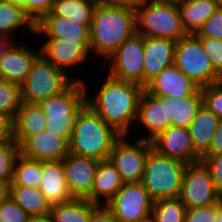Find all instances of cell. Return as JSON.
<instances>
[{"label":"cell","instance_id":"obj_1","mask_svg":"<svg viewBox=\"0 0 222 222\" xmlns=\"http://www.w3.org/2000/svg\"><path fill=\"white\" fill-rule=\"evenodd\" d=\"M83 84L86 88L87 105L119 134L128 135L133 123H136L138 102L144 88L107 74L103 84L97 89L98 92L90 97L86 80H83Z\"/></svg>","mask_w":222,"mask_h":222},{"label":"cell","instance_id":"obj_2","mask_svg":"<svg viewBox=\"0 0 222 222\" xmlns=\"http://www.w3.org/2000/svg\"><path fill=\"white\" fill-rule=\"evenodd\" d=\"M90 49L95 56L106 59L134 33L135 8L98 3L89 28Z\"/></svg>","mask_w":222,"mask_h":222},{"label":"cell","instance_id":"obj_3","mask_svg":"<svg viewBox=\"0 0 222 222\" xmlns=\"http://www.w3.org/2000/svg\"><path fill=\"white\" fill-rule=\"evenodd\" d=\"M120 136L121 134L86 105L78 114L68 140L69 153L99 161L108 160L113 145Z\"/></svg>","mask_w":222,"mask_h":222},{"label":"cell","instance_id":"obj_4","mask_svg":"<svg viewBox=\"0 0 222 222\" xmlns=\"http://www.w3.org/2000/svg\"><path fill=\"white\" fill-rule=\"evenodd\" d=\"M46 117V132L68 140L80 111L87 105L86 88L74 80L63 92L38 103Z\"/></svg>","mask_w":222,"mask_h":222},{"label":"cell","instance_id":"obj_5","mask_svg":"<svg viewBox=\"0 0 222 222\" xmlns=\"http://www.w3.org/2000/svg\"><path fill=\"white\" fill-rule=\"evenodd\" d=\"M136 33L144 37L166 38L178 42L187 33L178 6L157 0H142L135 7Z\"/></svg>","mask_w":222,"mask_h":222},{"label":"cell","instance_id":"obj_6","mask_svg":"<svg viewBox=\"0 0 222 222\" xmlns=\"http://www.w3.org/2000/svg\"><path fill=\"white\" fill-rule=\"evenodd\" d=\"M186 165L153 148L149 151L141 182L154 201L179 197Z\"/></svg>","mask_w":222,"mask_h":222},{"label":"cell","instance_id":"obj_7","mask_svg":"<svg viewBox=\"0 0 222 222\" xmlns=\"http://www.w3.org/2000/svg\"><path fill=\"white\" fill-rule=\"evenodd\" d=\"M79 78H71L40 53L35 58L24 82L20 85L21 99L25 103L38 104L63 92L74 80L83 82V78Z\"/></svg>","mask_w":222,"mask_h":222},{"label":"cell","instance_id":"obj_8","mask_svg":"<svg viewBox=\"0 0 222 222\" xmlns=\"http://www.w3.org/2000/svg\"><path fill=\"white\" fill-rule=\"evenodd\" d=\"M174 65L200 88L222 80L195 34H187L176 42Z\"/></svg>","mask_w":222,"mask_h":222},{"label":"cell","instance_id":"obj_9","mask_svg":"<svg viewBox=\"0 0 222 222\" xmlns=\"http://www.w3.org/2000/svg\"><path fill=\"white\" fill-rule=\"evenodd\" d=\"M154 200L142 182L124 183L105 205L116 222H143L151 217Z\"/></svg>","mask_w":222,"mask_h":222},{"label":"cell","instance_id":"obj_10","mask_svg":"<svg viewBox=\"0 0 222 222\" xmlns=\"http://www.w3.org/2000/svg\"><path fill=\"white\" fill-rule=\"evenodd\" d=\"M121 135L113 145L109 160L121 174L124 183L141 182L152 142L137 137L135 142Z\"/></svg>","mask_w":222,"mask_h":222},{"label":"cell","instance_id":"obj_11","mask_svg":"<svg viewBox=\"0 0 222 222\" xmlns=\"http://www.w3.org/2000/svg\"><path fill=\"white\" fill-rule=\"evenodd\" d=\"M111 77L136 83L144 88V36L134 33L106 59Z\"/></svg>","mask_w":222,"mask_h":222},{"label":"cell","instance_id":"obj_12","mask_svg":"<svg viewBox=\"0 0 222 222\" xmlns=\"http://www.w3.org/2000/svg\"><path fill=\"white\" fill-rule=\"evenodd\" d=\"M179 198L186 209H192L217 204L222 201V194L215 187L208 169L200 161L186 165Z\"/></svg>","mask_w":222,"mask_h":222},{"label":"cell","instance_id":"obj_13","mask_svg":"<svg viewBox=\"0 0 222 222\" xmlns=\"http://www.w3.org/2000/svg\"><path fill=\"white\" fill-rule=\"evenodd\" d=\"M39 47L50 63L68 75L66 69L83 64L91 55L90 39L48 38Z\"/></svg>","mask_w":222,"mask_h":222},{"label":"cell","instance_id":"obj_14","mask_svg":"<svg viewBox=\"0 0 222 222\" xmlns=\"http://www.w3.org/2000/svg\"><path fill=\"white\" fill-rule=\"evenodd\" d=\"M151 142L153 149L161 155L186 164L201 161L202 156L195 150L188 128L171 125Z\"/></svg>","mask_w":222,"mask_h":222},{"label":"cell","instance_id":"obj_15","mask_svg":"<svg viewBox=\"0 0 222 222\" xmlns=\"http://www.w3.org/2000/svg\"><path fill=\"white\" fill-rule=\"evenodd\" d=\"M19 155L38 161L63 160L69 154L68 139L43 130L25 137L19 144Z\"/></svg>","mask_w":222,"mask_h":222},{"label":"cell","instance_id":"obj_16","mask_svg":"<svg viewBox=\"0 0 222 222\" xmlns=\"http://www.w3.org/2000/svg\"><path fill=\"white\" fill-rule=\"evenodd\" d=\"M99 160L69 153L63 159L64 175L71 195L86 198L91 191Z\"/></svg>","mask_w":222,"mask_h":222},{"label":"cell","instance_id":"obj_17","mask_svg":"<svg viewBox=\"0 0 222 222\" xmlns=\"http://www.w3.org/2000/svg\"><path fill=\"white\" fill-rule=\"evenodd\" d=\"M200 87L181 72L174 64L164 68L144 90L154 97L192 96Z\"/></svg>","mask_w":222,"mask_h":222},{"label":"cell","instance_id":"obj_18","mask_svg":"<svg viewBox=\"0 0 222 222\" xmlns=\"http://www.w3.org/2000/svg\"><path fill=\"white\" fill-rule=\"evenodd\" d=\"M39 54L40 48L32 50L28 44L14 42L0 58V80L21 85Z\"/></svg>","mask_w":222,"mask_h":222},{"label":"cell","instance_id":"obj_19","mask_svg":"<svg viewBox=\"0 0 222 222\" xmlns=\"http://www.w3.org/2000/svg\"><path fill=\"white\" fill-rule=\"evenodd\" d=\"M176 42L144 37V88L161 70L174 64Z\"/></svg>","mask_w":222,"mask_h":222},{"label":"cell","instance_id":"obj_20","mask_svg":"<svg viewBox=\"0 0 222 222\" xmlns=\"http://www.w3.org/2000/svg\"><path fill=\"white\" fill-rule=\"evenodd\" d=\"M137 122L148 132L145 137L140 136V139L153 140L171 126V120H167L166 101H159L144 90L138 102L136 124Z\"/></svg>","mask_w":222,"mask_h":222},{"label":"cell","instance_id":"obj_21","mask_svg":"<svg viewBox=\"0 0 222 222\" xmlns=\"http://www.w3.org/2000/svg\"><path fill=\"white\" fill-rule=\"evenodd\" d=\"M39 189L50 205L66 203L74 198L66 183L63 160L42 161Z\"/></svg>","mask_w":222,"mask_h":222},{"label":"cell","instance_id":"obj_22","mask_svg":"<svg viewBox=\"0 0 222 222\" xmlns=\"http://www.w3.org/2000/svg\"><path fill=\"white\" fill-rule=\"evenodd\" d=\"M124 184L121 174L116 170L112 162L101 160L97 166L90 194L85 198L96 204H106L119 191ZM104 199V203L101 201ZM106 200V201H105Z\"/></svg>","mask_w":222,"mask_h":222},{"label":"cell","instance_id":"obj_23","mask_svg":"<svg viewBox=\"0 0 222 222\" xmlns=\"http://www.w3.org/2000/svg\"><path fill=\"white\" fill-rule=\"evenodd\" d=\"M90 26L79 25L60 16H43L36 24L34 34L46 38L90 39Z\"/></svg>","mask_w":222,"mask_h":222},{"label":"cell","instance_id":"obj_24","mask_svg":"<svg viewBox=\"0 0 222 222\" xmlns=\"http://www.w3.org/2000/svg\"><path fill=\"white\" fill-rule=\"evenodd\" d=\"M220 119L203 104L188 129L195 150L202 156L210 147Z\"/></svg>","mask_w":222,"mask_h":222},{"label":"cell","instance_id":"obj_25","mask_svg":"<svg viewBox=\"0 0 222 222\" xmlns=\"http://www.w3.org/2000/svg\"><path fill=\"white\" fill-rule=\"evenodd\" d=\"M159 101H166L167 120L171 125L188 128L195 118L198 108L202 104L200 88L192 95L185 97H156Z\"/></svg>","mask_w":222,"mask_h":222},{"label":"cell","instance_id":"obj_26","mask_svg":"<svg viewBox=\"0 0 222 222\" xmlns=\"http://www.w3.org/2000/svg\"><path fill=\"white\" fill-rule=\"evenodd\" d=\"M46 129V117L38 104L21 102L14 118V140L19 144L25 137Z\"/></svg>","mask_w":222,"mask_h":222},{"label":"cell","instance_id":"obj_27","mask_svg":"<svg viewBox=\"0 0 222 222\" xmlns=\"http://www.w3.org/2000/svg\"><path fill=\"white\" fill-rule=\"evenodd\" d=\"M217 8L215 0H188L179 5L182 25L186 33H197Z\"/></svg>","mask_w":222,"mask_h":222},{"label":"cell","instance_id":"obj_28","mask_svg":"<svg viewBox=\"0 0 222 222\" xmlns=\"http://www.w3.org/2000/svg\"><path fill=\"white\" fill-rule=\"evenodd\" d=\"M97 4V0H54L51 12L44 16H60L90 26Z\"/></svg>","mask_w":222,"mask_h":222},{"label":"cell","instance_id":"obj_29","mask_svg":"<svg viewBox=\"0 0 222 222\" xmlns=\"http://www.w3.org/2000/svg\"><path fill=\"white\" fill-rule=\"evenodd\" d=\"M97 205L85 198H73L66 203L51 205L49 217L51 222H88Z\"/></svg>","mask_w":222,"mask_h":222},{"label":"cell","instance_id":"obj_30","mask_svg":"<svg viewBox=\"0 0 222 222\" xmlns=\"http://www.w3.org/2000/svg\"><path fill=\"white\" fill-rule=\"evenodd\" d=\"M9 196L30 217L49 215L51 205L39 188L10 186Z\"/></svg>","mask_w":222,"mask_h":222},{"label":"cell","instance_id":"obj_31","mask_svg":"<svg viewBox=\"0 0 222 222\" xmlns=\"http://www.w3.org/2000/svg\"><path fill=\"white\" fill-rule=\"evenodd\" d=\"M27 27V30L34 34L35 24L25 14L24 10L8 1L0 0V35L10 37L16 30H22V27Z\"/></svg>","mask_w":222,"mask_h":222},{"label":"cell","instance_id":"obj_32","mask_svg":"<svg viewBox=\"0 0 222 222\" xmlns=\"http://www.w3.org/2000/svg\"><path fill=\"white\" fill-rule=\"evenodd\" d=\"M42 177V162L18 156L10 186L39 188Z\"/></svg>","mask_w":222,"mask_h":222},{"label":"cell","instance_id":"obj_33","mask_svg":"<svg viewBox=\"0 0 222 222\" xmlns=\"http://www.w3.org/2000/svg\"><path fill=\"white\" fill-rule=\"evenodd\" d=\"M186 206L179 197L154 201L151 217L156 222H184Z\"/></svg>","mask_w":222,"mask_h":222},{"label":"cell","instance_id":"obj_34","mask_svg":"<svg viewBox=\"0 0 222 222\" xmlns=\"http://www.w3.org/2000/svg\"><path fill=\"white\" fill-rule=\"evenodd\" d=\"M21 102L20 85L0 80V113L15 118Z\"/></svg>","mask_w":222,"mask_h":222},{"label":"cell","instance_id":"obj_35","mask_svg":"<svg viewBox=\"0 0 222 222\" xmlns=\"http://www.w3.org/2000/svg\"><path fill=\"white\" fill-rule=\"evenodd\" d=\"M19 156L16 141L0 144V181H12L14 164Z\"/></svg>","mask_w":222,"mask_h":222},{"label":"cell","instance_id":"obj_36","mask_svg":"<svg viewBox=\"0 0 222 222\" xmlns=\"http://www.w3.org/2000/svg\"><path fill=\"white\" fill-rule=\"evenodd\" d=\"M21 7L25 14L36 24L52 10L54 0H5Z\"/></svg>","mask_w":222,"mask_h":222},{"label":"cell","instance_id":"obj_37","mask_svg":"<svg viewBox=\"0 0 222 222\" xmlns=\"http://www.w3.org/2000/svg\"><path fill=\"white\" fill-rule=\"evenodd\" d=\"M202 104L222 119V80L200 88Z\"/></svg>","mask_w":222,"mask_h":222},{"label":"cell","instance_id":"obj_38","mask_svg":"<svg viewBox=\"0 0 222 222\" xmlns=\"http://www.w3.org/2000/svg\"><path fill=\"white\" fill-rule=\"evenodd\" d=\"M215 72L222 78V40L198 37Z\"/></svg>","mask_w":222,"mask_h":222},{"label":"cell","instance_id":"obj_39","mask_svg":"<svg viewBox=\"0 0 222 222\" xmlns=\"http://www.w3.org/2000/svg\"><path fill=\"white\" fill-rule=\"evenodd\" d=\"M29 217L10 196L0 202V222H27Z\"/></svg>","mask_w":222,"mask_h":222},{"label":"cell","instance_id":"obj_40","mask_svg":"<svg viewBox=\"0 0 222 222\" xmlns=\"http://www.w3.org/2000/svg\"><path fill=\"white\" fill-rule=\"evenodd\" d=\"M195 35L222 40V8H217Z\"/></svg>","mask_w":222,"mask_h":222},{"label":"cell","instance_id":"obj_41","mask_svg":"<svg viewBox=\"0 0 222 222\" xmlns=\"http://www.w3.org/2000/svg\"><path fill=\"white\" fill-rule=\"evenodd\" d=\"M218 203L206 207L186 209L184 222H215Z\"/></svg>","mask_w":222,"mask_h":222},{"label":"cell","instance_id":"obj_42","mask_svg":"<svg viewBox=\"0 0 222 222\" xmlns=\"http://www.w3.org/2000/svg\"><path fill=\"white\" fill-rule=\"evenodd\" d=\"M201 162L208 169L215 187L222 194V153L202 156Z\"/></svg>","mask_w":222,"mask_h":222},{"label":"cell","instance_id":"obj_43","mask_svg":"<svg viewBox=\"0 0 222 222\" xmlns=\"http://www.w3.org/2000/svg\"><path fill=\"white\" fill-rule=\"evenodd\" d=\"M14 141V118L0 113V144Z\"/></svg>","mask_w":222,"mask_h":222},{"label":"cell","instance_id":"obj_44","mask_svg":"<svg viewBox=\"0 0 222 222\" xmlns=\"http://www.w3.org/2000/svg\"><path fill=\"white\" fill-rule=\"evenodd\" d=\"M88 222H116L111 210L102 204H98L91 212Z\"/></svg>","mask_w":222,"mask_h":222},{"label":"cell","instance_id":"obj_45","mask_svg":"<svg viewBox=\"0 0 222 222\" xmlns=\"http://www.w3.org/2000/svg\"><path fill=\"white\" fill-rule=\"evenodd\" d=\"M222 153V119H220L216 132L208 150L202 156H210Z\"/></svg>","mask_w":222,"mask_h":222},{"label":"cell","instance_id":"obj_46","mask_svg":"<svg viewBox=\"0 0 222 222\" xmlns=\"http://www.w3.org/2000/svg\"><path fill=\"white\" fill-rule=\"evenodd\" d=\"M100 4L124 5L135 8L142 0H97Z\"/></svg>","mask_w":222,"mask_h":222},{"label":"cell","instance_id":"obj_47","mask_svg":"<svg viewBox=\"0 0 222 222\" xmlns=\"http://www.w3.org/2000/svg\"><path fill=\"white\" fill-rule=\"evenodd\" d=\"M12 40V38L0 35V56H3L7 49L14 43L15 40Z\"/></svg>","mask_w":222,"mask_h":222},{"label":"cell","instance_id":"obj_48","mask_svg":"<svg viewBox=\"0 0 222 222\" xmlns=\"http://www.w3.org/2000/svg\"><path fill=\"white\" fill-rule=\"evenodd\" d=\"M10 183L11 181H0V202L9 197Z\"/></svg>","mask_w":222,"mask_h":222},{"label":"cell","instance_id":"obj_49","mask_svg":"<svg viewBox=\"0 0 222 222\" xmlns=\"http://www.w3.org/2000/svg\"><path fill=\"white\" fill-rule=\"evenodd\" d=\"M27 222H51L49 215L29 217Z\"/></svg>","mask_w":222,"mask_h":222},{"label":"cell","instance_id":"obj_50","mask_svg":"<svg viewBox=\"0 0 222 222\" xmlns=\"http://www.w3.org/2000/svg\"><path fill=\"white\" fill-rule=\"evenodd\" d=\"M157 1L165 3V4L179 6V5L184 4L185 2H187L188 0H157Z\"/></svg>","mask_w":222,"mask_h":222},{"label":"cell","instance_id":"obj_51","mask_svg":"<svg viewBox=\"0 0 222 222\" xmlns=\"http://www.w3.org/2000/svg\"><path fill=\"white\" fill-rule=\"evenodd\" d=\"M215 222H222V201L218 203V211Z\"/></svg>","mask_w":222,"mask_h":222},{"label":"cell","instance_id":"obj_52","mask_svg":"<svg viewBox=\"0 0 222 222\" xmlns=\"http://www.w3.org/2000/svg\"><path fill=\"white\" fill-rule=\"evenodd\" d=\"M215 1H216V4H217V7L222 8V0H215Z\"/></svg>","mask_w":222,"mask_h":222},{"label":"cell","instance_id":"obj_53","mask_svg":"<svg viewBox=\"0 0 222 222\" xmlns=\"http://www.w3.org/2000/svg\"><path fill=\"white\" fill-rule=\"evenodd\" d=\"M143 222H156L152 217H150L149 219L143 221Z\"/></svg>","mask_w":222,"mask_h":222}]
</instances>
